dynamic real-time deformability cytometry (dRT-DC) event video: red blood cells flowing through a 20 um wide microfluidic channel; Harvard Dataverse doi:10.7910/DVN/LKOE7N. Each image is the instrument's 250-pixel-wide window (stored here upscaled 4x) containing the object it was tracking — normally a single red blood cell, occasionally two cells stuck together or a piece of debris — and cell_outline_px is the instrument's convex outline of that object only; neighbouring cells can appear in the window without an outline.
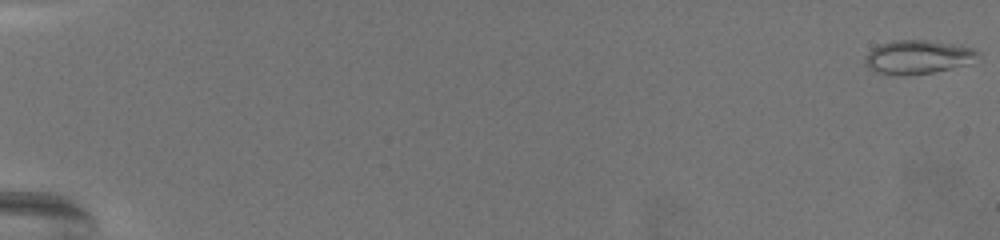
{"species": "common noctule bat (a hibernating species)", "species_latin": "Nyctalus noctula", "temperature_condition": "warm", "stored_images_in_passage": 72, "camera_frame_rate_fps": 3000, "um_per_image_px": 0.085, "animal": {"sex": "female", "body_mass_g": 19.5, "forearm_length_mm": 54.1}, "frame": {"image": 1, "passage_image": 1, "time_ms": 0.0, "image_size_px": [1000, 240], "cell_outline_px": [[980, 60], [968, 64], [932, 72], [876, 72], [868, 68], [864, 64], [864, 56], [872, 48], [880, 44], [896, 40], [924, 40], [976, 48], [980, 52]], "centroid_in_image_um": [78.08, 4.8], "position_along_channel_um": 6.9, "area_um2": 21.56}}
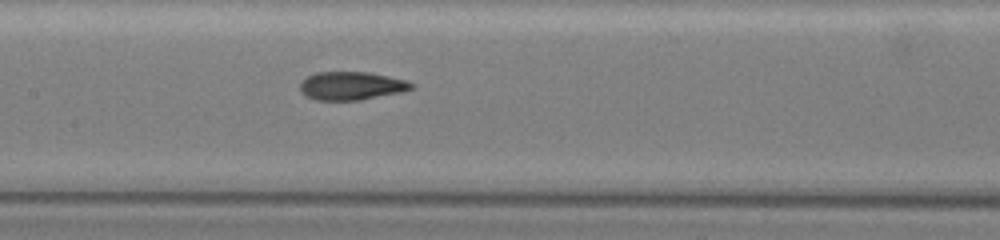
{"frame": {"image": 2, "passage_image": 39, "time_ms": 12.667, "image_size_px": [1000, 240], "cell_outline_px": [[416, 88], [400, 92], [360, 100], [316, 100], [304, 96], [300, 92], [300, 80], [316, 72], [368, 72], [388, 76], [404, 80], [416, 84]], "centroid_in_image_um": [29.84, 7.29], "position_along_channel_um": 177.6, "area_um2": 18.5}}
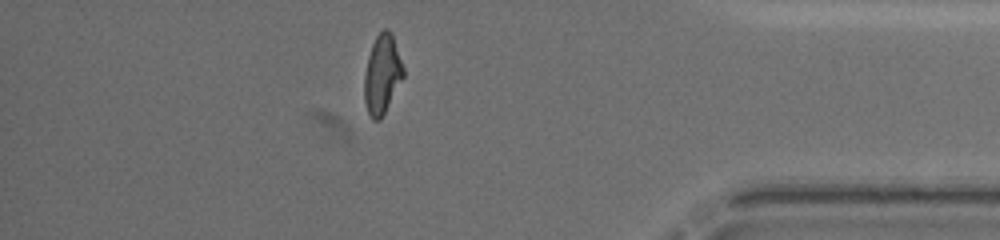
{"frame": {"image": 3, "passage_image": 64, "time_ms": 21.0, "image_size_px": [1000, 240], "cell_outline_px": [[404, 76], [380, 120], [372, 120], [368, 112], [364, 100], [364, 76], [368, 56], [372, 44], [376, 36], [384, 28], [388, 28], [392, 32], [404, 68]], "centroid_in_image_um": [32.48, 6.29], "position_along_channel_um": 402.7, "area_um2": 17.98}, "authors_computed_cell_mechanics": {"area_um2": 18.5249, "velocity_mm_per_s": 3.0367, "shape_relaxation_time_tau1_ms": 6.6789, "shape_relaxation_time_tau2_ms": 1.8936, "deformation_change_tau1": 0.2227, "deformation_change_tau2": 0.0834}}